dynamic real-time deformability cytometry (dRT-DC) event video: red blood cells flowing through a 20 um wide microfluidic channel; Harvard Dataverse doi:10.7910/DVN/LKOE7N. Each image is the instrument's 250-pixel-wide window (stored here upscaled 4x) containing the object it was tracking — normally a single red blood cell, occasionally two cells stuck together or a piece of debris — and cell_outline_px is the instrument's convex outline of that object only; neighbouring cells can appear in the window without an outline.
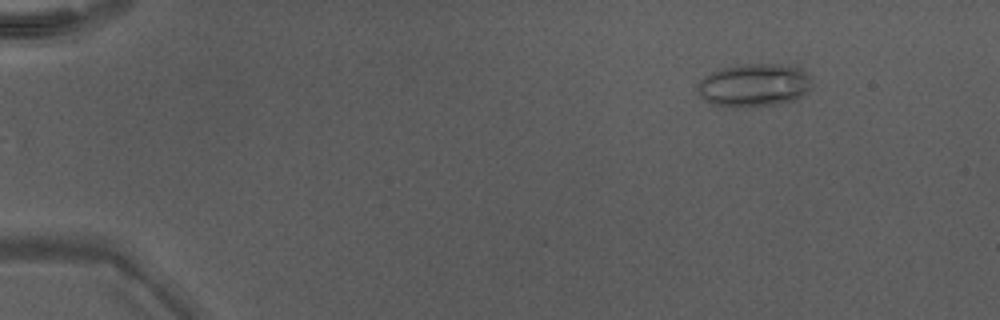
{"species": "Egyptian fruit bat (a non-hibernating species)", "species_latin": "Rousettus aegyptiacus", "temperature_condition": "warm", "stored_images_in_passage": 47, "camera_frame_rate_fps": 3000, "um_per_image_px": 0.085, "animal": {"sex": "male"}, "frame": {"image": 1, "passage_image": 5, "time_ms": 1.333, "image_size_px": [1000, 320], "cell_outline_px": [[812, 84], [796, 100], [776, 104], [752, 108], [712, 104], [704, 100], [696, 92], [696, 84], [704, 76], [720, 68], [744, 64], [780, 64], [796, 68], [808, 76], [812, 80]], "centroid_in_image_um": [64.02, 7.26], "position_along_channel_um": 21.0, "area_um2": 28.67}}
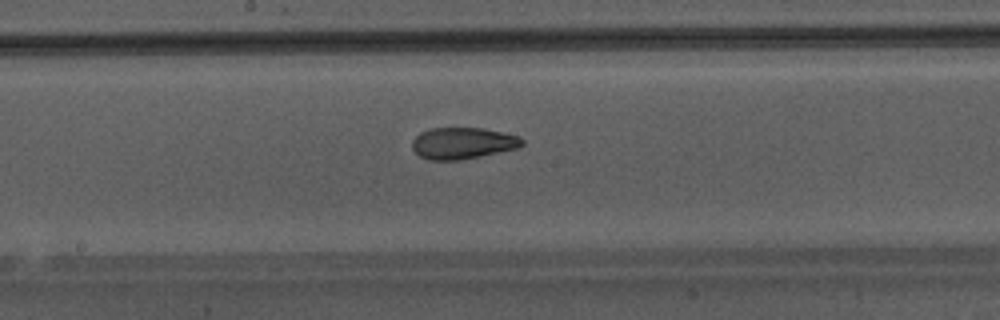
{"frame": {"image": 2, "passage_image": 26, "time_ms": 8.333, "image_size_px": [1000, 320], "cell_outline_px": [[524, 144], [516, 148], [480, 156], [460, 160], [428, 160], [420, 156], [412, 148], [412, 140], [420, 132], [432, 128], [484, 128], [520, 136], [524, 140]], "centroid_in_image_um": [39.32, 12.16], "position_along_channel_um": 208.9, "area_um2": 20.17}}
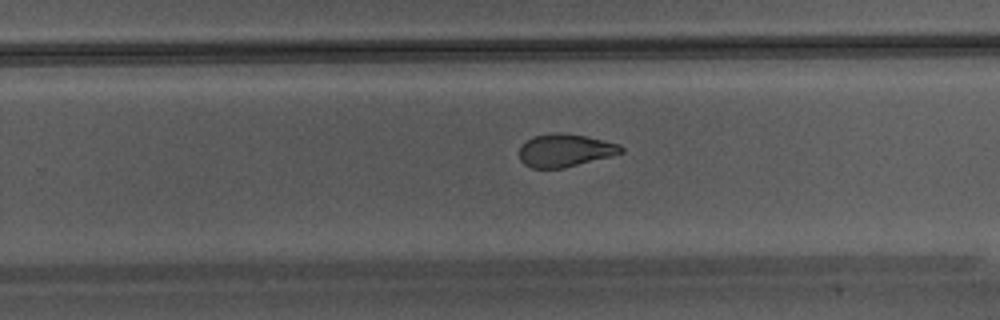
{"frame": {"image": 3, "passage_image": 31, "time_ms": 10.0, "image_size_px": [1000, 320], "cell_outline_px": [[624, 152], [612, 156], [564, 168], [532, 168], [524, 164], [520, 160], [520, 144], [532, 136], [552, 132], [564, 132], [588, 136], [620, 144], [624, 148]], "centroid_in_image_um": [48.03, 12.76], "position_along_channel_um": 281.8, "area_um2": 19.88}}